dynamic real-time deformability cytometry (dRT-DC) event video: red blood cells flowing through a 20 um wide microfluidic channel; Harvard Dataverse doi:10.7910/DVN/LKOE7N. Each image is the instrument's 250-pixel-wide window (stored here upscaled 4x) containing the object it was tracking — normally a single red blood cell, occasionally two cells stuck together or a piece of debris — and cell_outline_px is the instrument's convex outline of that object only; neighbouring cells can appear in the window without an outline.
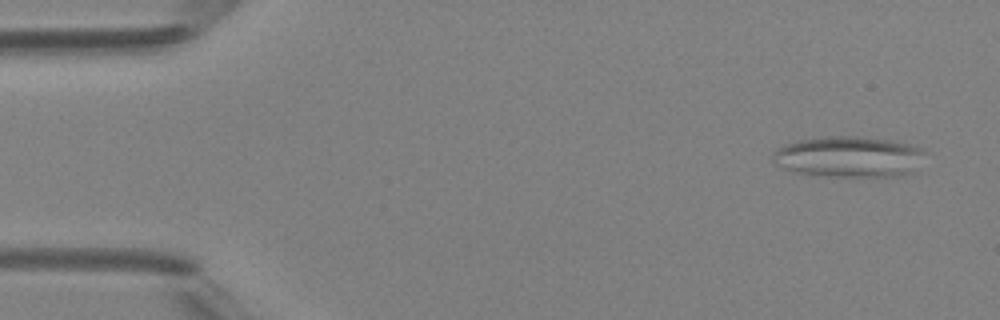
{"species": "Egyptian fruit bat (a non-hibernating species)", "species_latin": "Rousettus aegyptiacus", "temperature_condition": "room temperature", "stored_images_in_passage": 4, "camera_frame_rate_fps": 3000, "um_per_image_px": 0.085, "animal": {"sex": "female"}, "frame": {"image": 1, "passage_image": 1, "time_ms": 0.0, "image_size_px": [1000, 320], "cell_outline_px": [[928, 152], [908, 172], [900, 176], [828, 176], [800, 172], [784, 168], [776, 164], [772, 160], [772, 152], [776, 148], [784, 144], [796, 140], [824, 136], [856, 136], [892, 140], [912, 144], [924, 148]], "centroid_in_image_um": [72.13, 13.29], "position_along_channel_um": 12.9, "area_um2": 36.3}}